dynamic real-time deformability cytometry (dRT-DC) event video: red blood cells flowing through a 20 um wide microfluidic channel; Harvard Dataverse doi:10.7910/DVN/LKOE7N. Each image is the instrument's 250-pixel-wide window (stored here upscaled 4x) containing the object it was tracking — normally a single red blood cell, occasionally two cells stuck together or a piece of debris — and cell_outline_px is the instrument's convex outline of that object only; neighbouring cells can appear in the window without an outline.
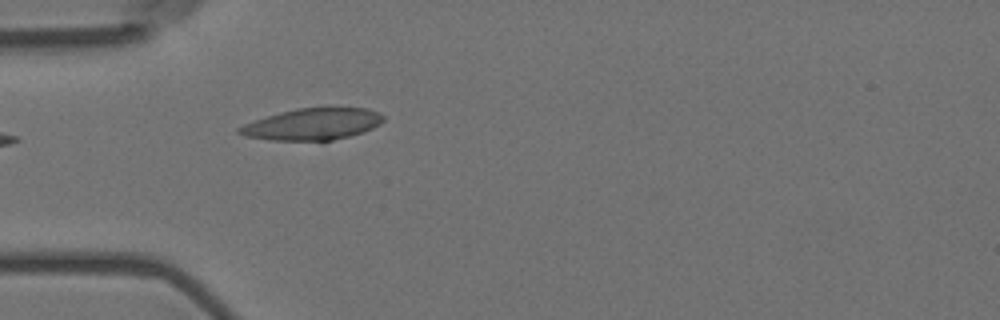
{"species": "Egyptian fruit bat (a non-hibernating species)", "species_latin": "Rousettus aegyptiacus", "temperature_condition": "room temperature", "stored_images_in_passage": 1, "camera_frame_rate_fps": 3000, "um_per_image_px": 0.085, "animal": {"sex": "female"}, "frame": {"image": 1, "passage_image": 1, "time_ms": 0.0, "image_size_px": [1000, 320], "cell_outline_px": [[384, 120], [380, 124], [364, 132], [332, 140], [272, 140], [244, 136], [236, 132], [236, 128], [244, 124], [280, 112], [296, 108], [328, 104], [332, 104], [368, 108], [384, 116]], "centroid_in_image_um": [26.62, 10.49], "position_along_channel_um": 58.4, "area_um2": 27.4}}